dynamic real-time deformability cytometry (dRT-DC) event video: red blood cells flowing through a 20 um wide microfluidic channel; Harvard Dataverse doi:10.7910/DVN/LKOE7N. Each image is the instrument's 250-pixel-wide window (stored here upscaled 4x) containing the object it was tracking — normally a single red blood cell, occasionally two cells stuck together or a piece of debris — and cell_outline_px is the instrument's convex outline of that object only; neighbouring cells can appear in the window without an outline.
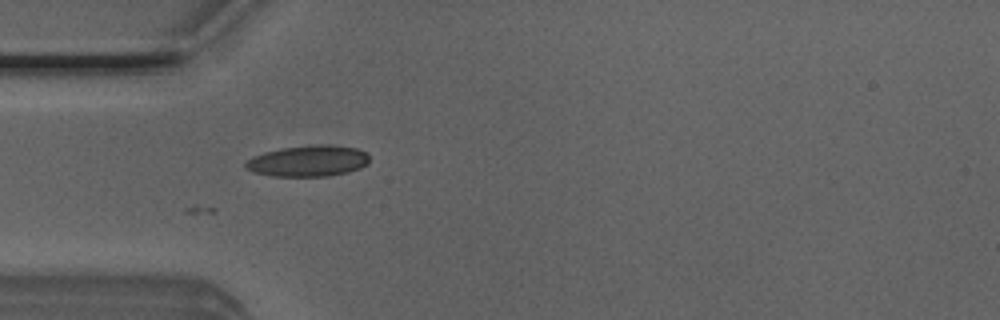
{"species": "Egyptian fruit bat (a non-hibernating species)", "species_latin": "Rousettus aegyptiacus", "temperature_condition": "room temperature", "stored_images_in_passage": 9, "camera_frame_rate_fps": 3000, "um_per_image_px": 0.085, "animal": {"sex": "male"}, "frame": {"image": 1, "passage_image": 5, "time_ms": 1.333, "image_size_px": [1000, 320], "cell_outline_px": [[368, 164], [360, 168], [348, 172], [328, 176], [272, 176], [256, 172], [244, 168], [244, 164], [252, 156], [264, 152], [280, 148], [320, 144], [332, 144], [356, 148], [368, 152]], "centroid_in_image_um": [26.21, 13.67], "position_along_channel_um": 58.8, "area_um2": 22.6}}